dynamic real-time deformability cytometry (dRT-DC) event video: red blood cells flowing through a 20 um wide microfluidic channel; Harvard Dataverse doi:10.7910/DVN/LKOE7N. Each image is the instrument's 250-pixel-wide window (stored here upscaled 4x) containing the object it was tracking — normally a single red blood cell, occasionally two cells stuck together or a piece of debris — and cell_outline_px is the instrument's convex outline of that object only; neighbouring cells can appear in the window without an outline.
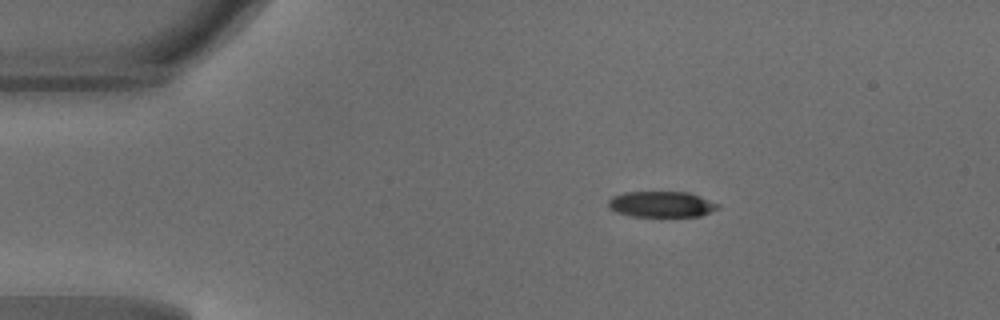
{"species": "common noctule bat (a hibernating species)", "species_latin": "Nyctalus noctula", "temperature_condition": "warm", "stored_images_in_passage": 40, "camera_frame_rate_fps": 3000, "um_per_image_px": 0.085, "animal": {"sex": "male", "body_mass_g": 18.8}, "frame": {"image": 1, "passage_image": 1, "time_ms": 0.0, "image_size_px": [1000, 320], "cell_outline_px": [[720, 208], [700, 216], [632, 216], [616, 212], [608, 208], [608, 200], [612, 196], [624, 192], [688, 192], [700, 196], [720, 204]], "centroid_in_image_um": [56.22, 17.36], "position_along_channel_um": 28.8, "area_um2": 16.59}}
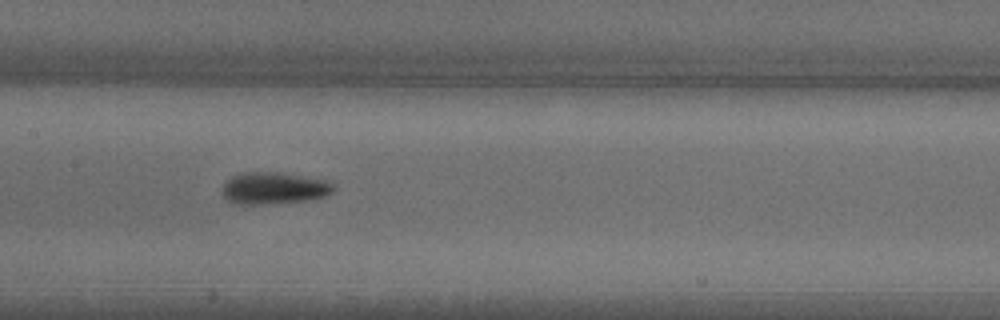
{"frame": {"image": 2, "passage_image": 16, "time_ms": 5.0, "image_size_px": [1000, 320], "cell_outline_px": [[332, 192], [324, 196], [308, 200], [260, 204], [236, 204], [228, 200], [220, 192], [224, 184], [232, 176], [244, 172], [280, 172], [324, 180], [332, 184]], "centroid_in_image_um": [23.22, 15.99], "position_along_channel_um": 184.2, "area_um2": 20.4}}
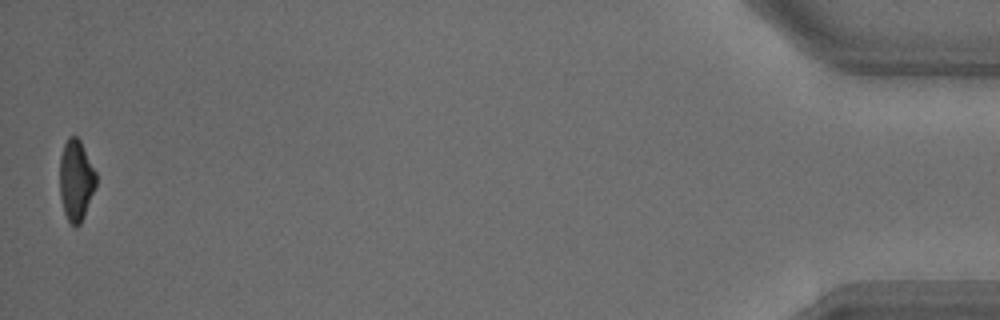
{"frame": {"image": 3, "passage_image": 40, "time_ms": 13.0, "image_size_px": [1000, 320], "cell_outline_px": [[96, 188], [84, 216], [80, 224], [76, 228], [68, 220], [64, 212], [60, 196], [60, 156], [64, 144], [68, 136], [76, 136], [80, 140], [96, 172]], "centroid_in_image_um": [6.47, 15.33], "position_along_channel_um": 428.7, "area_um2": 17.22}, "authors_computed_cell_mechanics": {"area_um2": 19.0162, "velocity_mm_per_s": 4.207, "shape_relaxation_time_tau1_ms": 4.0662, "shape_relaxation_time_tau2_ms": null, "deformation_change_tau1": 0.1599, "deformation_change_tau2": null}}